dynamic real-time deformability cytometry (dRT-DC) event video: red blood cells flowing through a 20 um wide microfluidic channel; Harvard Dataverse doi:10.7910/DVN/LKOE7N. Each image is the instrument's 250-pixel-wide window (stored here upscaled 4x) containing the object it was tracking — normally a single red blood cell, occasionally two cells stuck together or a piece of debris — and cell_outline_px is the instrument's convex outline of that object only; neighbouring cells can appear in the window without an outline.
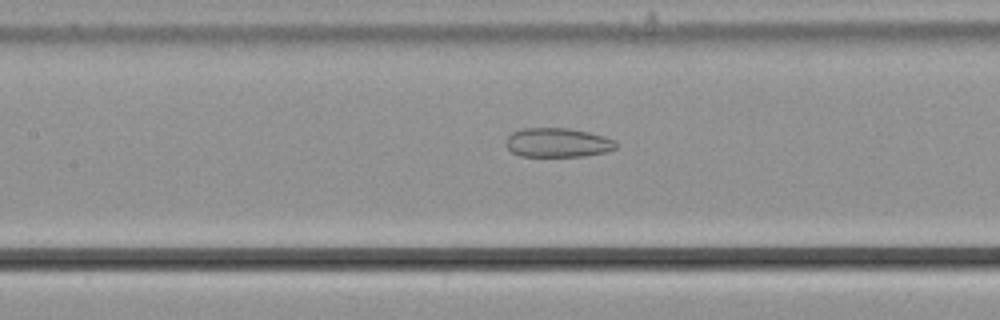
{"species": "common noctule bat (a hibernating species)", "species_latin": "Nyctalus noctula", "temperature_condition": "cold", "stored_images_in_passage": 54, "camera_frame_rate_fps": 3000, "um_per_image_px": 0.085, "animal": {"sex": "male", "body_mass_g": 21.5, "forearm_length_mm": 52.0}, "frame": {"image": 1, "passage_image": 25, "time_ms": 8.0, "image_size_px": [1000, 320], "cell_outline_px": [[616, 148], [604, 152], [584, 156], [520, 156], [512, 152], [504, 144], [504, 140], [512, 132], [520, 128], [568, 128], [588, 132], [604, 136], [616, 140]], "centroid_in_image_um": [47.36, 12.11], "position_along_channel_um": 160.0, "area_um2": 18.84}}
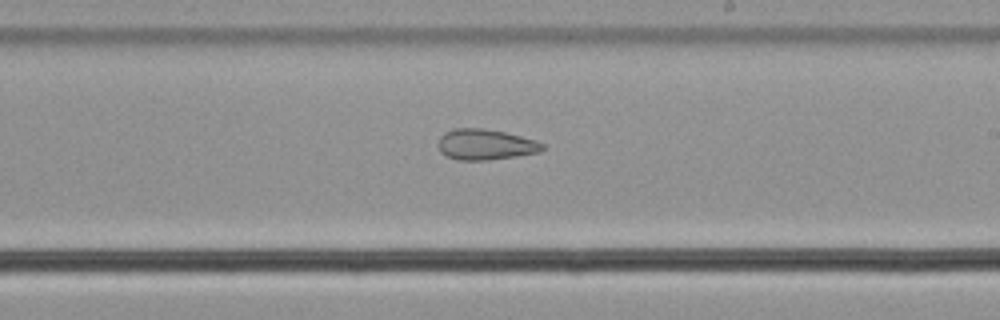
{"frame": {"image": 2, "passage_image": 32, "time_ms": 10.333, "image_size_px": [1000, 320], "cell_outline_px": [[544, 148], [540, 152], [516, 156], [488, 160], [460, 160], [448, 156], [440, 152], [436, 144], [440, 136], [444, 132], [452, 128], [484, 128], [504, 132], [536, 140], [544, 144]], "centroid_in_image_um": [41.23, 12.27], "position_along_channel_um": 247.8, "area_um2": 18.79}}
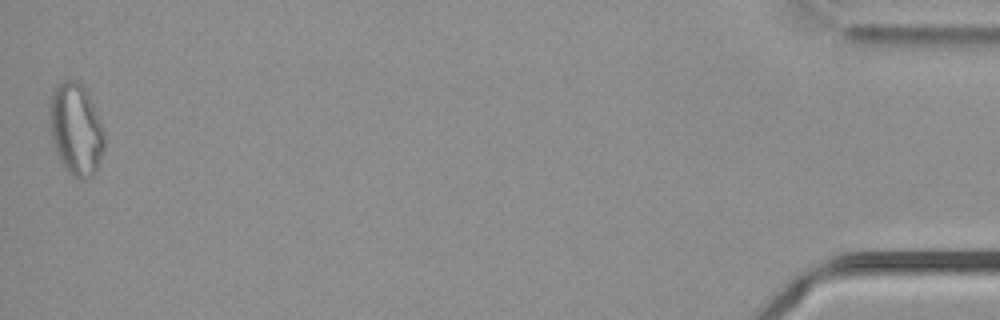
{"frame": {"image": 3, "passage_image": 54, "time_ms": 17.667, "image_size_px": [1000, 320], "cell_outline_px": [[104, 148], [96, 172], [92, 176], [84, 180], [80, 180], [68, 172], [64, 168], [56, 152], [52, 136], [48, 112], [48, 104], [52, 92], [56, 84], [64, 80], [76, 80], [84, 84], [88, 92], [100, 120], [104, 132]], "centroid_in_image_um": [6.45, 10.96], "position_along_channel_um": 428.8, "area_um2": 29.77}, "authors_computed_cell_mechanics": {"area_um2": 24.854, "velocity_mm_per_s": 3.7676, "shape_relaxation_time_tau1_ms": null, "shape_relaxation_time_tau2_ms": 4.3833, "deformation_change_tau1": null, "deformation_change_tau2": 0.1218}}